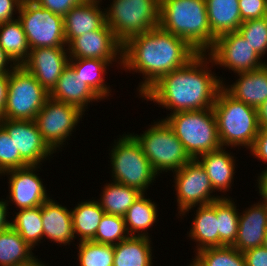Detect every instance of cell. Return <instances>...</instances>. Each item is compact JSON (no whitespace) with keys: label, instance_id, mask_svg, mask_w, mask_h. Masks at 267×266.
<instances>
[{"label":"cell","instance_id":"24","mask_svg":"<svg viewBox=\"0 0 267 266\" xmlns=\"http://www.w3.org/2000/svg\"><path fill=\"white\" fill-rule=\"evenodd\" d=\"M200 156L202 160H196L206 171L213 189L226 191L230 187L234 175V157L222 147Z\"/></svg>","mask_w":267,"mask_h":266},{"label":"cell","instance_id":"11","mask_svg":"<svg viewBox=\"0 0 267 266\" xmlns=\"http://www.w3.org/2000/svg\"><path fill=\"white\" fill-rule=\"evenodd\" d=\"M83 111L73 105L49 98L38 112L35 122L44 141L54 151L71 134Z\"/></svg>","mask_w":267,"mask_h":266},{"label":"cell","instance_id":"45","mask_svg":"<svg viewBox=\"0 0 267 266\" xmlns=\"http://www.w3.org/2000/svg\"><path fill=\"white\" fill-rule=\"evenodd\" d=\"M8 82L9 74L0 73V118H2L3 110L6 105Z\"/></svg>","mask_w":267,"mask_h":266},{"label":"cell","instance_id":"18","mask_svg":"<svg viewBox=\"0 0 267 266\" xmlns=\"http://www.w3.org/2000/svg\"><path fill=\"white\" fill-rule=\"evenodd\" d=\"M267 232V203L262 202L239 215L237 237L232 245L240 252L263 246Z\"/></svg>","mask_w":267,"mask_h":266},{"label":"cell","instance_id":"38","mask_svg":"<svg viewBox=\"0 0 267 266\" xmlns=\"http://www.w3.org/2000/svg\"><path fill=\"white\" fill-rule=\"evenodd\" d=\"M238 32L260 56L267 51V16L244 21Z\"/></svg>","mask_w":267,"mask_h":266},{"label":"cell","instance_id":"27","mask_svg":"<svg viewBox=\"0 0 267 266\" xmlns=\"http://www.w3.org/2000/svg\"><path fill=\"white\" fill-rule=\"evenodd\" d=\"M32 247L11 226L0 231V266H18L34 261Z\"/></svg>","mask_w":267,"mask_h":266},{"label":"cell","instance_id":"15","mask_svg":"<svg viewBox=\"0 0 267 266\" xmlns=\"http://www.w3.org/2000/svg\"><path fill=\"white\" fill-rule=\"evenodd\" d=\"M68 46L72 57L69 59H100L112 62L119 53L122 65L123 44L106 23L100 29L76 37Z\"/></svg>","mask_w":267,"mask_h":266},{"label":"cell","instance_id":"12","mask_svg":"<svg viewBox=\"0 0 267 266\" xmlns=\"http://www.w3.org/2000/svg\"><path fill=\"white\" fill-rule=\"evenodd\" d=\"M175 174L178 208L182 215L198 203L199 206L208 205L220 199L210 196L214 189L206 171L196 159L186 163Z\"/></svg>","mask_w":267,"mask_h":266},{"label":"cell","instance_id":"32","mask_svg":"<svg viewBox=\"0 0 267 266\" xmlns=\"http://www.w3.org/2000/svg\"><path fill=\"white\" fill-rule=\"evenodd\" d=\"M157 208L155 203H152L150 199H146L144 193H142L127 210L124 216L125 226L128 235L131 236H146V233L135 235L136 231L146 230L151 227L156 221ZM130 226V227H129ZM130 228V229H129ZM130 231V233H129ZM133 234V235H132Z\"/></svg>","mask_w":267,"mask_h":266},{"label":"cell","instance_id":"41","mask_svg":"<svg viewBox=\"0 0 267 266\" xmlns=\"http://www.w3.org/2000/svg\"><path fill=\"white\" fill-rule=\"evenodd\" d=\"M39 6L52 13L65 16L73 7L83 4L87 0H33Z\"/></svg>","mask_w":267,"mask_h":266},{"label":"cell","instance_id":"30","mask_svg":"<svg viewBox=\"0 0 267 266\" xmlns=\"http://www.w3.org/2000/svg\"><path fill=\"white\" fill-rule=\"evenodd\" d=\"M0 45L17 65L27 59L30 47L19 19L0 23Z\"/></svg>","mask_w":267,"mask_h":266},{"label":"cell","instance_id":"2","mask_svg":"<svg viewBox=\"0 0 267 266\" xmlns=\"http://www.w3.org/2000/svg\"><path fill=\"white\" fill-rule=\"evenodd\" d=\"M205 55L198 54L184 67L164 75L142 97L174 109L173 113L212 108L223 82L205 70Z\"/></svg>","mask_w":267,"mask_h":266},{"label":"cell","instance_id":"20","mask_svg":"<svg viewBox=\"0 0 267 266\" xmlns=\"http://www.w3.org/2000/svg\"><path fill=\"white\" fill-rule=\"evenodd\" d=\"M240 79L224 89L235 99L258 109L267 100V64L249 72L238 73Z\"/></svg>","mask_w":267,"mask_h":266},{"label":"cell","instance_id":"47","mask_svg":"<svg viewBox=\"0 0 267 266\" xmlns=\"http://www.w3.org/2000/svg\"><path fill=\"white\" fill-rule=\"evenodd\" d=\"M9 61L13 62V65H17L10 57L9 55L4 51V49L0 45V73L3 74H9L12 70L9 71V69H6L7 64H9ZM7 63V64H6Z\"/></svg>","mask_w":267,"mask_h":266},{"label":"cell","instance_id":"44","mask_svg":"<svg viewBox=\"0 0 267 266\" xmlns=\"http://www.w3.org/2000/svg\"><path fill=\"white\" fill-rule=\"evenodd\" d=\"M23 0H0V23L12 21L13 12L19 11ZM15 7V8H14Z\"/></svg>","mask_w":267,"mask_h":266},{"label":"cell","instance_id":"5","mask_svg":"<svg viewBox=\"0 0 267 266\" xmlns=\"http://www.w3.org/2000/svg\"><path fill=\"white\" fill-rule=\"evenodd\" d=\"M163 120L192 159H200V155L222 147L213 108L171 113Z\"/></svg>","mask_w":267,"mask_h":266},{"label":"cell","instance_id":"28","mask_svg":"<svg viewBox=\"0 0 267 266\" xmlns=\"http://www.w3.org/2000/svg\"><path fill=\"white\" fill-rule=\"evenodd\" d=\"M75 60V62H74ZM70 59L69 65L75 72V77L80 82L85 83L101 99L109 96V87L103 82L106 66L111 62L100 59Z\"/></svg>","mask_w":267,"mask_h":266},{"label":"cell","instance_id":"3","mask_svg":"<svg viewBox=\"0 0 267 266\" xmlns=\"http://www.w3.org/2000/svg\"><path fill=\"white\" fill-rule=\"evenodd\" d=\"M159 26L184 39L199 54L213 48L205 0H160Z\"/></svg>","mask_w":267,"mask_h":266},{"label":"cell","instance_id":"36","mask_svg":"<svg viewBox=\"0 0 267 266\" xmlns=\"http://www.w3.org/2000/svg\"><path fill=\"white\" fill-rule=\"evenodd\" d=\"M80 266H113L114 245L80 241Z\"/></svg>","mask_w":267,"mask_h":266},{"label":"cell","instance_id":"14","mask_svg":"<svg viewBox=\"0 0 267 266\" xmlns=\"http://www.w3.org/2000/svg\"><path fill=\"white\" fill-rule=\"evenodd\" d=\"M0 125L7 131L14 141L16 151H19L28 165L38 166L43 158L53 154L54 151L42 138L35 120L0 118Z\"/></svg>","mask_w":267,"mask_h":266},{"label":"cell","instance_id":"6","mask_svg":"<svg viewBox=\"0 0 267 266\" xmlns=\"http://www.w3.org/2000/svg\"><path fill=\"white\" fill-rule=\"evenodd\" d=\"M8 92L2 118L35 120L49 99V92L22 65H10Z\"/></svg>","mask_w":267,"mask_h":266},{"label":"cell","instance_id":"21","mask_svg":"<svg viewBox=\"0 0 267 266\" xmlns=\"http://www.w3.org/2000/svg\"><path fill=\"white\" fill-rule=\"evenodd\" d=\"M49 98L78 107L83 112L90 101L101 99L85 83L76 79L70 65L63 70L56 85L49 92Z\"/></svg>","mask_w":267,"mask_h":266},{"label":"cell","instance_id":"37","mask_svg":"<svg viewBox=\"0 0 267 266\" xmlns=\"http://www.w3.org/2000/svg\"><path fill=\"white\" fill-rule=\"evenodd\" d=\"M126 234L127 230L124 217L104 214L98 226L95 237L91 241L100 244L116 245L117 243L129 237Z\"/></svg>","mask_w":267,"mask_h":266},{"label":"cell","instance_id":"1","mask_svg":"<svg viewBox=\"0 0 267 266\" xmlns=\"http://www.w3.org/2000/svg\"><path fill=\"white\" fill-rule=\"evenodd\" d=\"M198 54L184 39L158 26L123 44L122 65L145 75L139 90L143 95L161 77L184 67Z\"/></svg>","mask_w":267,"mask_h":266},{"label":"cell","instance_id":"4","mask_svg":"<svg viewBox=\"0 0 267 266\" xmlns=\"http://www.w3.org/2000/svg\"><path fill=\"white\" fill-rule=\"evenodd\" d=\"M212 108L221 146L242 145L251 149L260 130L257 109L235 99L224 87Z\"/></svg>","mask_w":267,"mask_h":266},{"label":"cell","instance_id":"26","mask_svg":"<svg viewBox=\"0 0 267 266\" xmlns=\"http://www.w3.org/2000/svg\"><path fill=\"white\" fill-rule=\"evenodd\" d=\"M192 239L199 242L197 251L219 247L218 220L216 217V201L208 205H200L193 227L189 233Z\"/></svg>","mask_w":267,"mask_h":266},{"label":"cell","instance_id":"51","mask_svg":"<svg viewBox=\"0 0 267 266\" xmlns=\"http://www.w3.org/2000/svg\"><path fill=\"white\" fill-rule=\"evenodd\" d=\"M263 246L267 248V232H266V236L264 237Z\"/></svg>","mask_w":267,"mask_h":266},{"label":"cell","instance_id":"9","mask_svg":"<svg viewBox=\"0 0 267 266\" xmlns=\"http://www.w3.org/2000/svg\"><path fill=\"white\" fill-rule=\"evenodd\" d=\"M134 137L157 174L162 170L178 171L192 160L164 120L152 125L141 136L134 135Z\"/></svg>","mask_w":267,"mask_h":266},{"label":"cell","instance_id":"10","mask_svg":"<svg viewBox=\"0 0 267 266\" xmlns=\"http://www.w3.org/2000/svg\"><path fill=\"white\" fill-rule=\"evenodd\" d=\"M18 13L30 50L67 45L63 16L52 13L33 0H23Z\"/></svg>","mask_w":267,"mask_h":266},{"label":"cell","instance_id":"42","mask_svg":"<svg viewBox=\"0 0 267 266\" xmlns=\"http://www.w3.org/2000/svg\"><path fill=\"white\" fill-rule=\"evenodd\" d=\"M246 266H267V248L259 246L243 252Z\"/></svg>","mask_w":267,"mask_h":266},{"label":"cell","instance_id":"50","mask_svg":"<svg viewBox=\"0 0 267 266\" xmlns=\"http://www.w3.org/2000/svg\"><path fill=\"white\" fill-rule=\"evenodd\" d=\"M18 266H45L44 264H41V262L37 261V259H35L32 262L26 263V264H22V265H18Z\"/></svg>","mask_w":267,"mask_h":266},{"label":"cell","instance_id":"35","mask_svg":"<svg viewBox=\"0 0 267 266\" xmlns=\"http://www.w3.org/2000/svg\"><path fill=\"white\" fill-rule=\"evenodd\" d=\"M196 254V266H246L243 252L232 246L206 248Z\"/></svg>","mask_w":267,"mask_h":266},{"label":"cell","instance_id":"17","mask_svg":"<svg viewBox=\"0 0 267 266\" xmlns=\"http://www.w3.org/2000/svg\"><path fill=\"white\" fill-rule=\"evenodd\" d=\"M35 167L37 168V166L29 165L6 171L8 175H11L8 182L10 199L20 209L42 206L50 198L47 197L40 178L34 173Z\"/></svg>","mask_w":267,"mask_h":266},{"label":"cell","instance_id":"19","mask_svg":"<svg viewBox=\"0 0 267 266\" xmlns=\"http://www.w3.org/2000/svg\"><path fill=\"white\" fill-rule=\"evenodd\" d=\"M99 0H87L73 7L64 17L65 39L69 45L76 37L100 29L106 23L105 13L98 8Z\"/></svg>","mask_w":267,"mask_h":266},{"label":"cell","instance_id":"33","mask_svg":"<svg viewBox=\"0 0 267 266\" xmlns=\"http://www.w3.org/2000/svg\"><path fill=\"white\" fill-rule=\"evenodd\" d=\"M236 210V206L230 199L221 197L216 200L219 247L232 246L236 240L240 215Z\"/></svg>","mask_w":267,"mask_h":266},{"label":"cell","instance_id":"34","mask_svg":"<svg viewBox=\"0 0 267 266\" xmlns=\"http://www.w3.org/2000/svg\"><path fill=\"white\" fill-rule=\"evenodd\" d=\"M16 214L11 227L34 248L35 244L43 238L41 206L21 209Z\"/></svg>","mask_w":267,"mask_h":266},{"label":"cell","instance_id":"13","mask_svg":"<svg viewBox=\"0 0 267 266\" xmlns=\"http://www.w3.org/2000/svg\"><path fill=\"white\" fill-rule=\"evenodd\" d=\"M209 55L212 58L210 62L228 67L236 73L249 72L265 65L259 60L261 56L238 31L217 37Z\"/></svg>","mask_w":267,"mask_h":266},{"label":"cell","instance_id":"43","mask_svg":"<svg viewBox=\"0 0 267 266\" xmlns=\"http://www.w3.org/2000/svg\"><path fill=\"white\" fill-rule=\"evenodd\" d=\"M250 150L254 156L265 162L267 161V128L260 127L259 133Z\"/></svg>","mask_w":267,"mask_h":266},{"label":"cell","instance_id":"8","mask_svg":"<svg viewBox=\"0 0 267 266\" xmlns=\"http://www.w3.org/2000/svg\"><path fill=\"white\" fill-rule=\"evenodd\" d=\"M111 152L113 181L144 193L157 173L135 137L132 134L123 136Z\"/></svg>","mask_w":267,"mask_h":266},{"label":"cell","instance_id":"23","mask_svg":"<svg viewBox=\"0 0 267 266\" xmlns=\"http://www.w3.org/2000/svg\"><path fill=\"white\" fill-rule=\"evenodd\" d=\"M209 25L217 38L228 32L238 31L243 23L239 0H205Z\"/></svg>","mask_w":267,"mask_h":266},{"label":"cell","instance_id":"29","mask_svg":"<svg viewBox=\"0 0 267 266\" xmlns=\"http://www.w3.org/2000/svg\"><path fill=\"white\" fill-rule=\"evenodd\" d=\"M105 211L99 201L81 202L71 211L74 235H80V241H91Z\"/></svg>","mask_w":267,"mask_h":266},{"label":"cell","instance_id":"46","mask_svg":"<svg viewBox=\"0 0 267 266\" xmlns=\"http://www.w3.org/2000/svg\"><path fill=\"white\" fill-rule=\"evenodd\" d=\"M7 202L0 201V231L6 230L11 226V222L6 219Z\"/></svg>","mask_w":267,"mask_h":266},{"label":"cell","instance_id":"22","mask_svg":"<svg viewBox=\"0 0 267 266\" xmlns=\"http://www.w3.org/2000/svg\"><path fill=\"white\" fill-rule=\"evenodd\" d=\"M43 236L59 244H68L74 239L71 211L48 199L41 206Z\"/></svg>","mask_w":267,"mask_h":266},{"label":"cell","instance_id":"39","mask_svg":"<svg viewBox=\"0 0 267 266\" xmlns=\"http://www.w3.org/2000/svg\"><path fill=\"white\" fill-rule=\"evenodd\" d=\"M29 166L16 151L14 141L0 125V174L8 170Z\"/></svg>","mask_w":267,"mask_h":266},{"label":"cell","instance_id":"48","mask_svg":"<svg viewBox=\"0 0 267 266\" xmlns=\"http://www.w3.org/2000/svg\"><path fill=\"white\" fill-rule=\"evenodd\" d=\"M258 181L259 193L260 195H262L264 202L267 203V170H265L264 172L262 171V174L260 175Z\"/></svg>","mask_w":267,"mask_h":266},{"label":"cell","instance_id":"16","mask_svg":"<svg viewBox=\"0 0 267 266\" xmlns=\"http://www.w3.org/2000/svg\"><path fill=\"white\" fill-rule=\"evenodd\" d=\"M64 47H40L29 51L21 64L35 79L50 92L63 70L69 65Z\"/></svg>","mask_w":267,"mask_h":266},{"label":"cell","instance_id":"7","mask_svg":"<svg viewBox=\"0 0 267 266\" xmlns=\"http://www.w3.org/2000/svg\"><path fill=\"white\" fill-rule=\"evenodd\" d=\"M160 0H113L106 24L124 44L130 37L159 26Z\"/></svg>","mask_w":267,"mask_h":266},{"label":"cell","instance_id":"40","mask_svg":"<svg viewBox=\"0 0 267 266\" xmlns=\"http://www.w3.org/2000/svg\"><path fill=\"white\" fill-rule=\"evenodd\" d=\"M242 22L267 16V0H239Z\"/></svg>","mask_w":267,"mask_h":266},{"label":"cell","instance_id":"25","mask_svg":"<svg viewBox=\"0 0 267 266\" xmlns=\"http://www.w3.org/2000/svg\"><path fill=\"white\" fill-rule=\"evenodd\" d=\"M150 239L129 236L114 245L113 266H152Z\"/></svg>","mask_w":267,"mask_h":266},{"label":"cell","instance_id":"49","mask_svg":"<svg viewBox=\"0 0 267 266\" xmlns=\"http://www.w3.org/2000/svg\"><path fill=\"white\" fill-rule=\"evenodd\" d=\"M260 127L267 128V100L257 109Z\"/></svg>","mask_w":267,"mask_h":266},{"label":"cell","instance_id":"31","mask_svg":"<svg viewBox=\"0 0 267 266\" xmlns=\"http://www.w3.org/2000/svg\"><path fill=\"white\" fill-rule=\"evenodd\" d=\"M141 194L135 188L112 182L104 188L100 205L105 214L124 217L127 210Z\"/></svg>","mask_w":267,"mask_h":266}]
</instances>
